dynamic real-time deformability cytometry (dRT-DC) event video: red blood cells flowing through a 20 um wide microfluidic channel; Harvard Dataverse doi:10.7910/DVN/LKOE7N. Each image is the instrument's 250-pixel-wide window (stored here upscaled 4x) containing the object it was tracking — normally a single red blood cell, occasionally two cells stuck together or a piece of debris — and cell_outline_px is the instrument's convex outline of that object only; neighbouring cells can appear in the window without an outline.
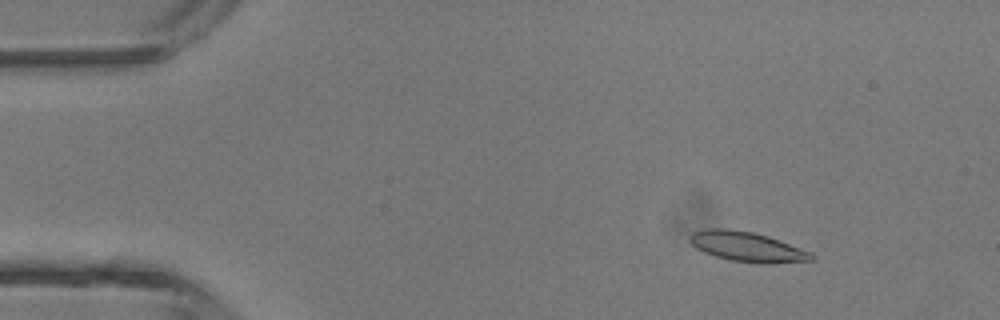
{"species": "common noctule bat (a hibernating species)", "species_latin": "Nyctalus noctula", "temperature_condition": "room temperature", "stored_images_in_passage": 4, "camera_frame_rate_fps": 3000, "um_per_image_px": 0.085, "animal": {"sex": "male", "body_mass_g": 13.3}, "frame": {"image": 1, "passage_image": 2, "time_ms": 1.0, "image_size_px": [1000, 320], "cell_outline_px": [[816, 256], [812, 260], [768, 264], [760, 264], [732, 260], [716, 256], [704, 252], [696, 248], [688, 240], [688, 236], [692, 232], [708, 228], [728, 228], [752, 232], [768, 236], [780, 240], [812, 252]], "centroid_in_image_um": [63.51, 20.97], "position_along_channel_um": 21.5, "area_um2": 21.33}}
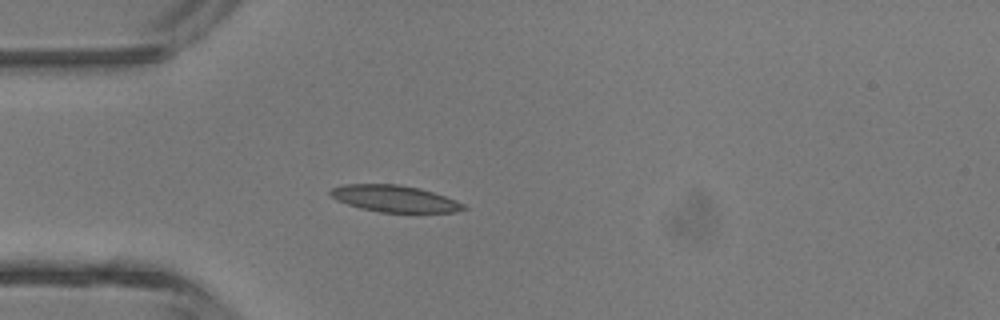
{"frame": {"image": 2, "passage_image": 4, "time_ms": 3.333, "image_size_px": [1000, 320], "cell_outline_px": [[468, 208], [456, 212], [380, 212], [360, 208], [336, 200], [328, 192], [332, 188], [344, 184], [396, 184], [420, 188], [456, 200], [464, 204]], "centroid_in_image_um": [33.53, 16.88], "position_along_channel_um": 51.5, "area_um2": 20.58}}